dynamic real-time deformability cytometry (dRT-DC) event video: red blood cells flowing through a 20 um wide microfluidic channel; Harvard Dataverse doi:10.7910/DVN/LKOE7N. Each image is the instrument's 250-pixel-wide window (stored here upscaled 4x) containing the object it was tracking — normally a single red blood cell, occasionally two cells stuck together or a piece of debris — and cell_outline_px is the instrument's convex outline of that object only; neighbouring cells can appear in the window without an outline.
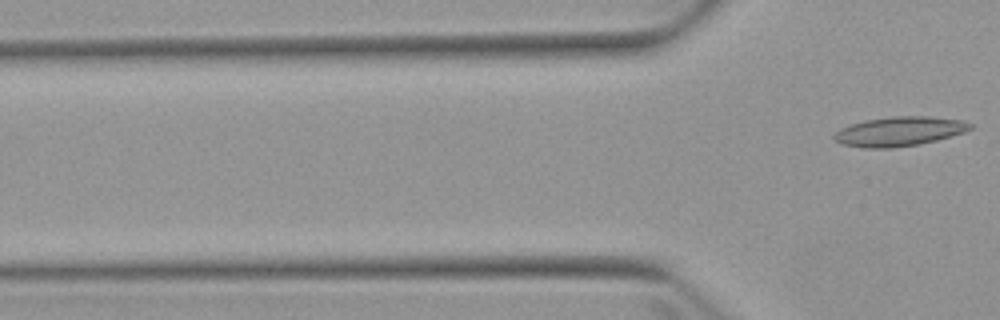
{"species": "Egyptian fruit bat (a non-hibernating species)", "species_latin": "Rousettus aegyptiacus", "temperature_condition": "warm", "stored_images_in_passage": 5, "camera_frame_rate_fps": 3000, "um_per_image_px": 0.085, "animal": {"sex": "female"}, "frame": {"image": 1, "passage_image": 5, "time_ms": 5.667, "image_size_px": [1000, 320], "cell_outline_px": [[972, 128], [964, 132], [936, 140], [920, 144], [892, 148], [864, 148], [844, 144], [836, 140], [832, 136], [840, 128], [864, 120], [892, 116], [928, 116], [964, 120], [972, 124]], "centroid_in_image_um": [76.45, 11.16], "position_along_channel_um": 49.3, "area_um2": 23.29}}